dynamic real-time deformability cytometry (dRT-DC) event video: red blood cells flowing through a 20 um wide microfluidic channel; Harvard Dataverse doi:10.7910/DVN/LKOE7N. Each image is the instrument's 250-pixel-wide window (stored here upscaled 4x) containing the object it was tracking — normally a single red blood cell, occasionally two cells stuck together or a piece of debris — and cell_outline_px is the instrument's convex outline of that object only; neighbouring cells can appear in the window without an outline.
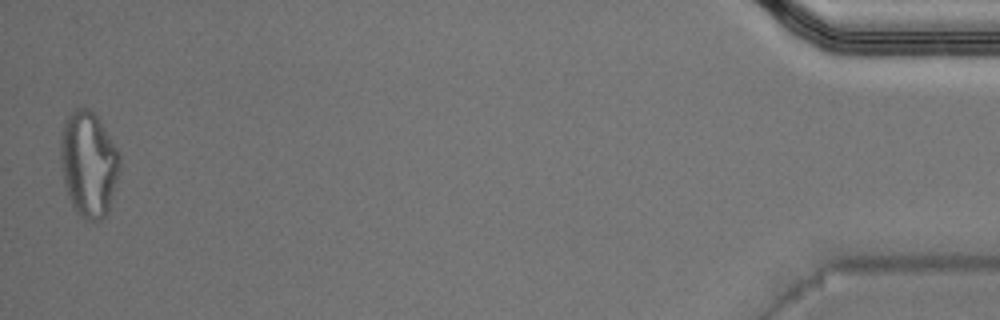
{"species": "Egyptian fruit bat (a non-hibernating species)", "species_latin": "Rousettus aegyptiacus", "temperature_condition": "warm", "stored_images_in_passage": 37, "camera_frame_rate_fps": 3000, "um_per_image_px": 0.085, "animal": {"sex": "male"}, "frame": {"image": 1, "passage_image": 37, "time_ms": 12.0, "image_size_px": [1000, 320], "cell_outline_px": [[120, 168], [108, 212], [100, 220], [84, 220], [76, 212], [68, 196], [64, 180], [60, 156], [60, 140], [64, 124], [68, 116], [76, 108], [88, 108], [100, 120], [116, 148], [120, 156]], "centroid_in_image_um": [7.53, 13.95], "position_along_channel_um": 427.7, "area_um2": 36.07}, "authors_computed_cell_mechanics": {"area_um2": 22.831, "velocity_mm_per_s": 4.1124, "shape_relaxation_time_tau1_ms": 9.1911, "shape_relaxation_time_tau2_ms": 1.5321, "deformation_change_tau1": 0.344, "deformation_change_tau2": 0.1169}}